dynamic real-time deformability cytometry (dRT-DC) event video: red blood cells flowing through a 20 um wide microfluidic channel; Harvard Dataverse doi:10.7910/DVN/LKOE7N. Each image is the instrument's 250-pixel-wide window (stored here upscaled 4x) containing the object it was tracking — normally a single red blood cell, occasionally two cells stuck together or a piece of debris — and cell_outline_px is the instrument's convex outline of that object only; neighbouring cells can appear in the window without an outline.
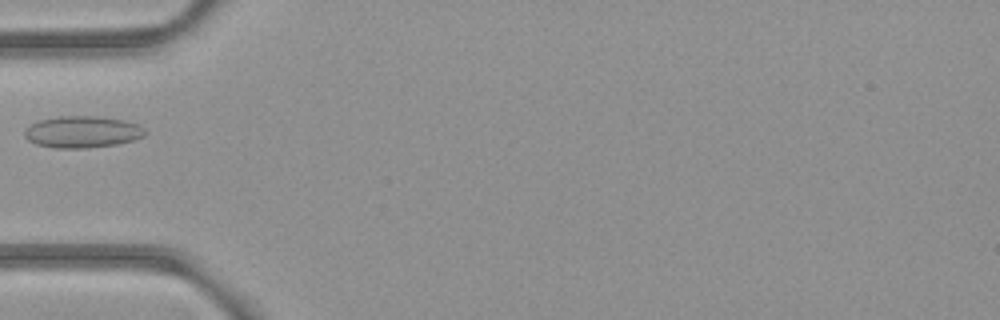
{"species": "common noctule bat (a hibernating species)", "species_latin": "Nyctalus noctula", "temperature_condition": "room temperature", "stored_images_in_passage": 2, "camera_frame_rate_fps": 3000, "um_per_image_px": 0.085, "animal": {"sex": "female", "body_mass_g": 21.9}, "frame": {"image": 1, "passage_image": 1, "time_ms": 0.0, "image_size_px": [1000, 320], "cell_outline_px": [[148, 132], [144, 136], [132, 140], [116, 144], [84, 148], [56, 148], [36, 144], [28, 140], [24, 136], [24, 132], [32, 124], [40, 120], [60, 116], [100, 116], [124, 120], [136, 124], [144, 128]], "centroid_in_image_um": [7.02, 11.21], "position_along_channel_um": 78.0, "area_um2": 22.14}}
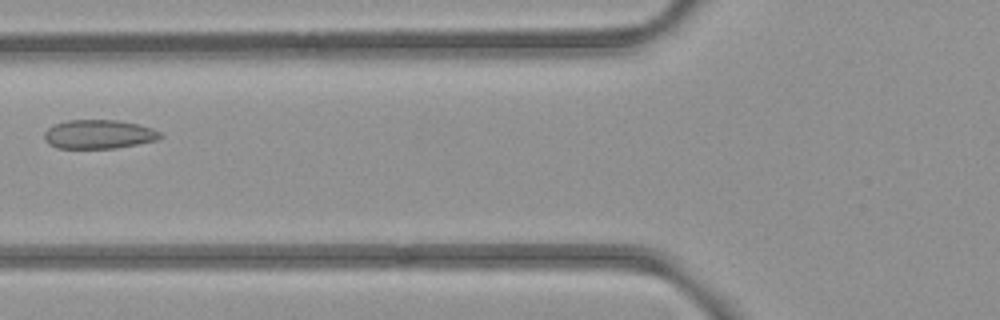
{"frame": {"image": 2, "passage_image": 2, "time_ms": 1.0, "image_size_px": [1000, 320], "cell_outline_px": [[164, 136], [156, 140], [116, 148], [56, 148], [48, 144], [44, 140], [44, 132], [48, 128], [56, 124], [68, 120], [116, 120], [140, 124], [152, 128], [160, 132]], "centroid_in_image_um": [8.39, 11.41], "position_along_channel_um": 117.4, "area_um2": 19.59}}